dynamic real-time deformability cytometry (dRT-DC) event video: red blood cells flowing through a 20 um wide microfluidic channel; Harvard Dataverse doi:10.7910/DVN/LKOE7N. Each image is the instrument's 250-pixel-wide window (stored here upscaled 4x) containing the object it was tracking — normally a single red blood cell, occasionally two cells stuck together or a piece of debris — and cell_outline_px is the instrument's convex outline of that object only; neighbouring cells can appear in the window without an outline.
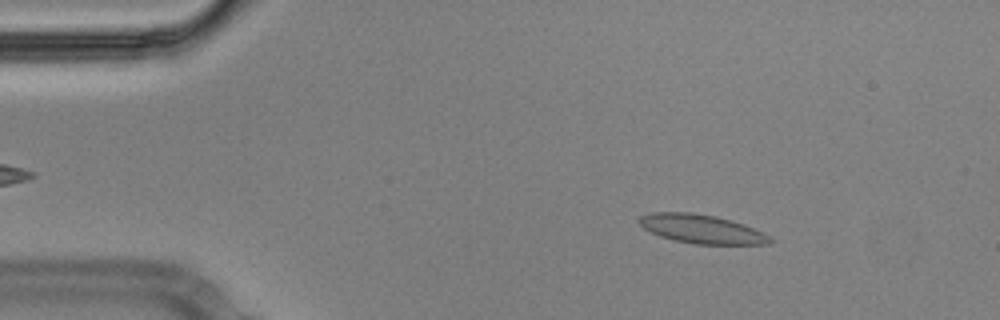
{"species": "Egyptian fruit bat (a non-hibernating species)", "species_latin": "Rousettus aegyptiacus", "temperature_condition": "cold", "stored_images_in_passage": 54, "camera_frame_rate_fps": 3000, "um_per_image_px": 0.085, "animal": {"sex": "male"}, "frame": {"image": 1, "passage_image": 7, "time_ms": 2.0, "image_size_px": [1000, 320], "cell_outline_px": [[776, 240], [768, 244], [692, 244], [660, 236], [644, 228], [636, 220], [640, 216], [652, 212], [692, 212], [716, 216], [732, 220], [744, 224], [764, 232], [772, 236]], "centroid_in_image_um": [59.69, 19.46], "position_along_channel_um": 25.3, "area_um2": 22.2}}
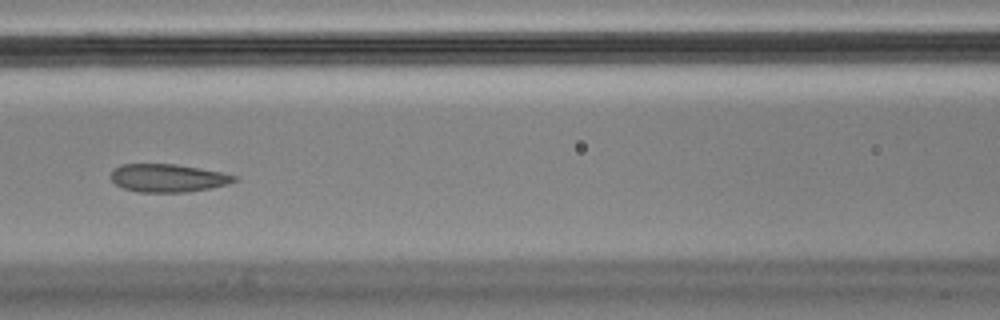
{"frame": {"image": 2, "passage_image": 23, "time_ms": 7.333, "image_size_px": [1000, 320], "cell_outline_px": [[236, 180], [228, 184], [212, 188], [184, 192], [140, 192], [124, 188], [116, 184], [112, 180], [112, 168], [120, 164], [176, 164], [220, 172], [236, 176]], "centroid_in_image_um": [14.25, 15.13], "position_along_channel_um": 152.4, "area_um2": 20.0}}
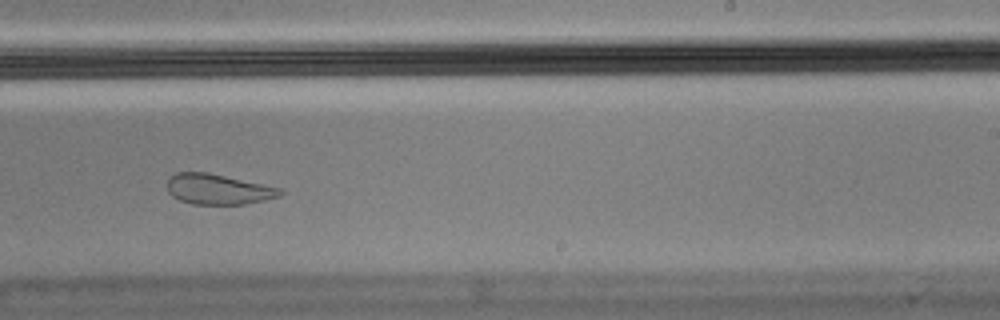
{"frame": {"image": 3, "passage_image": 33, "time_ms": 10.667, "image_size_px": [1000, 320], "cell_outline_px": [[284, 192], [280, 196], [264, 200], [244, 204], [192, 204], [180, 200], [172, 196], [168, 192], [168, 176], [176, 172], [208, 172], [280, 188]], "centroid_in_image_um": [18.51, 16.08], "position_along_channel_um": 270.5, "area_um2": 19.94}}